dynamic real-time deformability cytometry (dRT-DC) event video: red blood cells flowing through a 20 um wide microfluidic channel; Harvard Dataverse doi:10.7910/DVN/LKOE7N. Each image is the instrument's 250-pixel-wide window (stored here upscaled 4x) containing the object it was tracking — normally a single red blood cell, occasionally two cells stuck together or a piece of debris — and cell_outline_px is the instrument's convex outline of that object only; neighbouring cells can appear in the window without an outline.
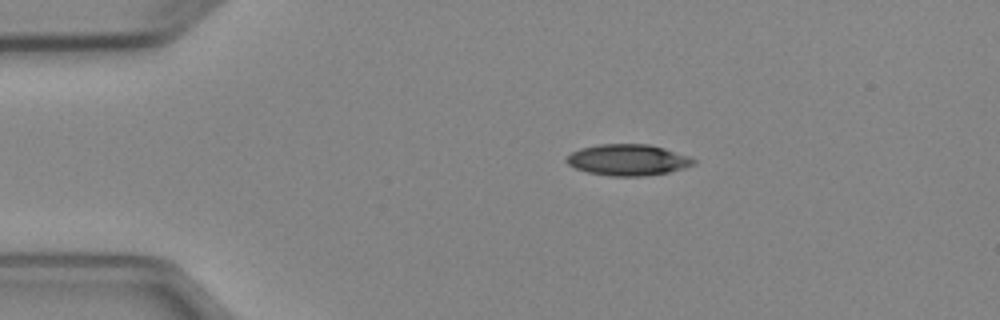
{"species": "Egyptian fruit bat (a non-hibernating species)", "species_latin": "Rousettus aegyptiacus", "temperature_condition": "cold", "stored_images_in_passage": 3, "camera_frame_rate_fps": 3000, "um_per_image_px": 0.085, "animal": {"sex": "female"}, "frame": {"image": 1, "passage_image": 1, "time_ms": 0.0, "image_size_px": [1000, 320], "cell_outline_px": [[696, 164], [684, 168], [668, 172], [644, 176], [608, 176], [588, 172], [576, 168], [568, 164], [564, 160], [572, 152], [580, 148], [596, 144], [648, 144], [664, 148], [688, 156], [696, 160]], "centroid_in_image_um": [53.36, 13.59], "position_along_channel_um": 31.6, "area_um2": 23.12}}
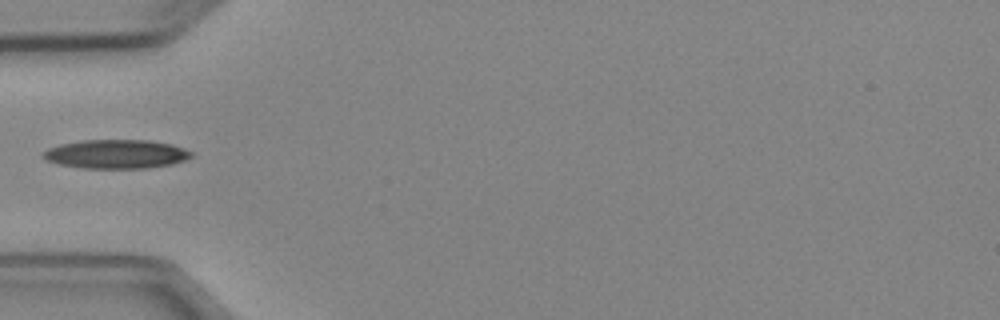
{"frame": {"image": 2, "passage_image": 3, "time_ms": 2.333, "image_size_px": [1000, 320], "cell_outline_px": [[192, 156], [184, 160], [172, 164], [144, 168], [84, 168], [60, 164], [48, 160], [40, 156], [40, 152], [48, 148], [60, 144], [80, 140], [148, 140], [172, 144], [184, 148], [192, 152]], "centroid_in_image_um": [9.84, 13.09], "position_along_channel_um": 75.2, "area_um2": 24.97}}